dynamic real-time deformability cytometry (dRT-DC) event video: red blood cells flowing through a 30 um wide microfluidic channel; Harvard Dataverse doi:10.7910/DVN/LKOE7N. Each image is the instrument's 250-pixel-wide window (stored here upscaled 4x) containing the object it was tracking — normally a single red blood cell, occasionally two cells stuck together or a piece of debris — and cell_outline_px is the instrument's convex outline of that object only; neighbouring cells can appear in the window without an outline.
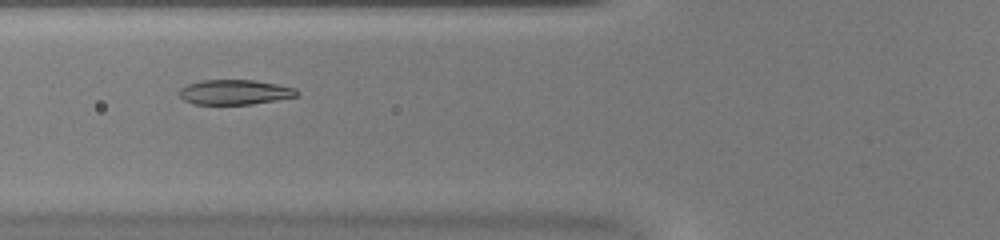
{"species": "common noctule bat (a hibernating species)", "species_latin": "Nyctalus noctula", "temperature_condition": "warm", "stored_images_in_passage": 39, "camera_frame_rate_fps": 3000, "um_per_image_px": 0.085, "animal": {"sex": "female", "body_mass_g": 20.0, "forearm_length_mm": 54.0}, "frame": {"image": 1, "passage_image": 8, "time_ms": 2.333, "image_size_px": [1000, 240], "cell_outline_px": [[300, 92], [296, 96], [276, 100], [252, 104], [192, 104], [184, 100], [180, 96], [180, 88], [188, 84], [200, 80], [252, 80], [276, 84], [296, 88]], "centroid_in_image_um": [19.95, 7.83], "position_along_channel_um": 105.9, "area_um2": 16.99}}
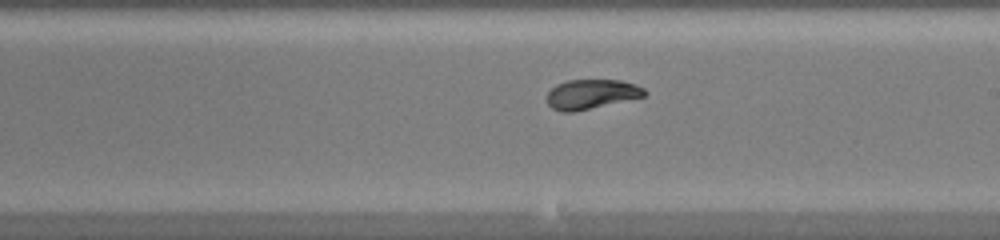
{"frame": {"image": 2, "passage_image": 18, "time_ms": 5.667, "image_size_px": [1000, 240], "cell_outline_px": [[648, 92], [644, 96], [572, 112], [564, 112], [552, 108], [548, 104], [548, 92], [556, 84], [568, 80], [620, 80], [636, 84], [644, 88]], "centroid_in_image_um": [50.27, 7.99], "position_along_channel_um": 238.7, "area_um2": 16.59}}
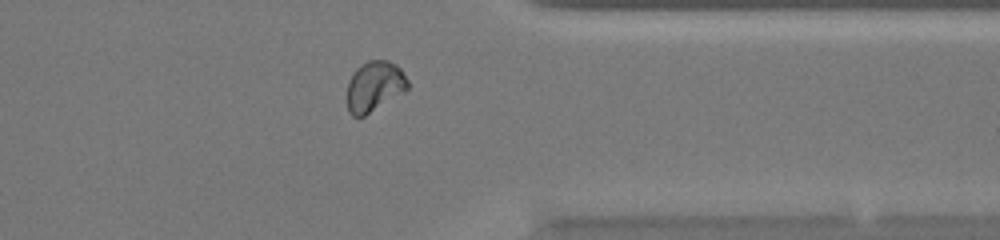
{"frame": {"image": 3, "passage_image": 29, "time_ms": 9.333, "image_size_px": [1000, 240], "cell_outline_px": [[408, 88], [404, 92], [364, 116], [352, 116], [348, 112], [348, 80], [356, 68], [360, 64], [368, 60], [388, 60], [396, 64], [400, 68], [408, 80]], "centroid_in_image_um": [31.83, 7.32], "position_along_channel_um": 379.6, "area_um2": 17.8}, "authors_computed_cell_mechanics": {"area_um2": 17.3978, "velocity_mm_per_s": 3.9917, "shape_relaxation_time_tau1_ms": 4.1677, "shape_relaxation_time_tau2_ms": null, "deformation_change_tau1": 0.1766, "deformation_change_tau2": null}}